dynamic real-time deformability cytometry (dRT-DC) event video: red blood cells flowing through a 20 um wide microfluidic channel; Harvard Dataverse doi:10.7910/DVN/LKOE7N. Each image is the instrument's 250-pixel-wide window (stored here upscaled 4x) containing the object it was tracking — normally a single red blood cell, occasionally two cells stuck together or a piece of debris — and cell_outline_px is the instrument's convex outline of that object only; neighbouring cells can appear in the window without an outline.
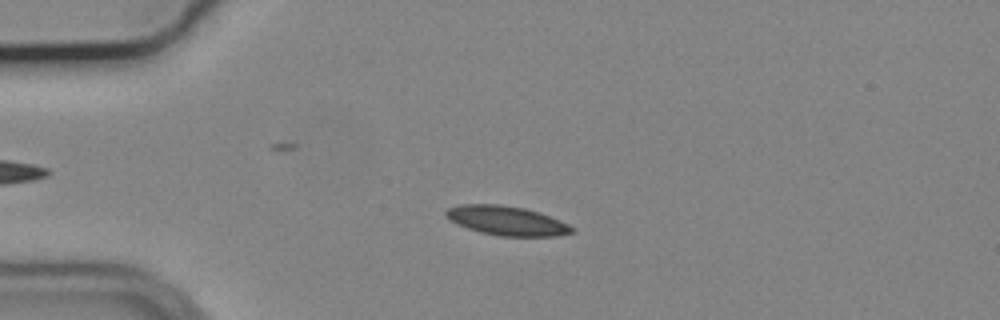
{"species": "common noctule bat (a hibernating species)", "species_latin": "Nyctalus noctula", "temperature_condition": "cold", "stored_images_in_passage": 55, "camera_frame_rate_fps": 3000, "um_per_image_px": 0.085, "animal": {"sex": "male", "body_mass_g": 19.2, "forearm_length_mm": 51.8}, "frame": {"image": 1, "passage_image": 13, "time_ms": 4.0, "image_size_px": [1000, 320], "cell_outline_px": [[576, 228], [572, 232], [556, 236], [500, 236], [480, 232], [468, 228], [452, 220], [444, 212], [448, 208], [460, 204], [500, 204], [524, 208], [540, 212], [560, 220]], "centroid_in_image_um": [43.11, 18.75], "position_along_channel_um": 41.9, "area_um2": 21.33}}
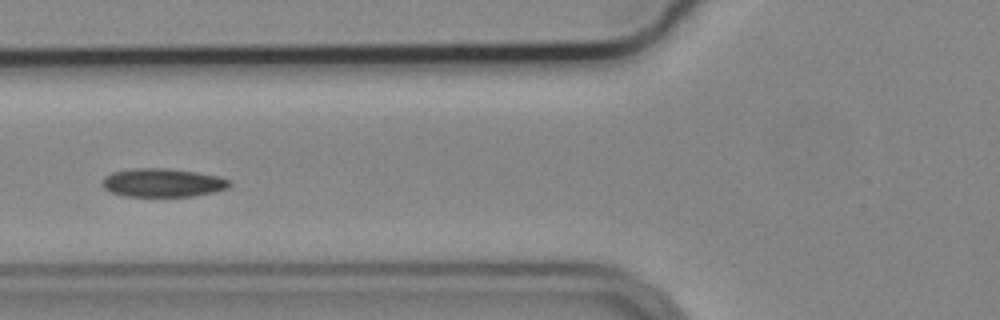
{"frame": {"image": 2, "passage_image": 21, "time_ms": 6.667, "image_size_px": [1000, 320], "cell_outline_px": [[232, 184], [224, 188], [212, 192], [192, 196], [124, 196], [112, 192], [104, 188], [104, 176], [112, 172], [132, 168], [168, 168], [196, 172], [216, 176], [232, 180]], "centroid_in_image_um": [13.82, 15.52], "position_along_channel_um": 112.0, "area_um2": 20.92}}
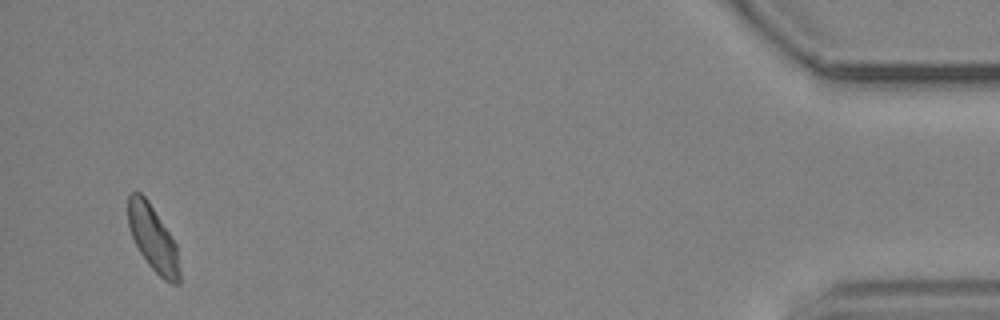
{"frame": {"image": 3, "passage_image": 53, "time_ms": 17.333, "image_size_px": [1000, 320], "cell_outline_px": [[180, 284], [172, 284], [164, 280], [148, 264], [140, 252], [132, 236], [128, 224], [128, 196], [132, 192], [140, 192], [148, 200], [176, 244], [180, 272]], "centroid_in_image_um": [13.01, 20.28], "position_along_channel_um": 422.2, "area_um2": 19.42}, "authors_computed_cell_mechanics": {"area_um2": 20.23, "velocity_mm_per_s": 3.6822, "shape_relaxation_time_tau1_ms": null, "shape_relaxation_time_tau2_ms": 10.4637, "deformation_change_tau1": null, "deformation_change_tau2": 0.1398}}